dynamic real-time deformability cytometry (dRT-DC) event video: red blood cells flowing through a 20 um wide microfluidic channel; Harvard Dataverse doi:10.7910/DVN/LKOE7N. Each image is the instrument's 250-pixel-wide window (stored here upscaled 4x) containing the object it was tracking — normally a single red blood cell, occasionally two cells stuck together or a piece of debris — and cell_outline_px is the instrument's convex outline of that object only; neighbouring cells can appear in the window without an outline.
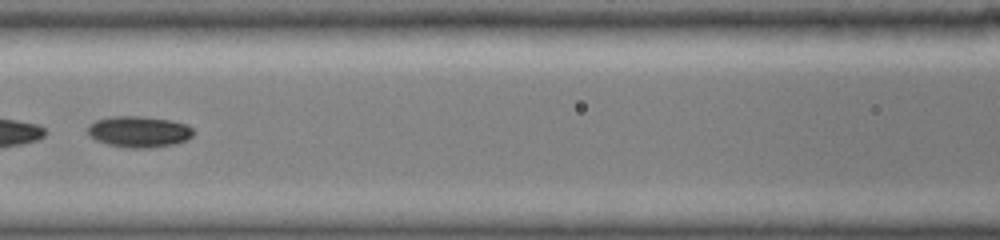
{"species": "common noctule bat (a hibernating species)", "species_latin": "Nyctalus noctula", "temperature_condition": "cold", "stored_images_in_passage": 9, "camera_frame_rate_fps": 3000, "um_per_image_px": 0.085, "animal": {"sex": "female", "body_mass_g": 19.0, "forearm_length_mm": 51.5}, "frame": {"image": 1, "passage_image": 8, "time_ms": 4.333, "image_size_px": [1000, 240], "cell_outline_px": [[192, 136], [176, 144], [152, 148], [128, 148], [108, 144], [96, 140], [88, 132], [88, 128], [96, 120], [112, 116], [140, 116], [168, 120], [184, 124], [192, 128]], "centroid_in_image_um": [11.81, 11.2], "position_along_channel_um": 154.8, "area_um2": 18.9}}